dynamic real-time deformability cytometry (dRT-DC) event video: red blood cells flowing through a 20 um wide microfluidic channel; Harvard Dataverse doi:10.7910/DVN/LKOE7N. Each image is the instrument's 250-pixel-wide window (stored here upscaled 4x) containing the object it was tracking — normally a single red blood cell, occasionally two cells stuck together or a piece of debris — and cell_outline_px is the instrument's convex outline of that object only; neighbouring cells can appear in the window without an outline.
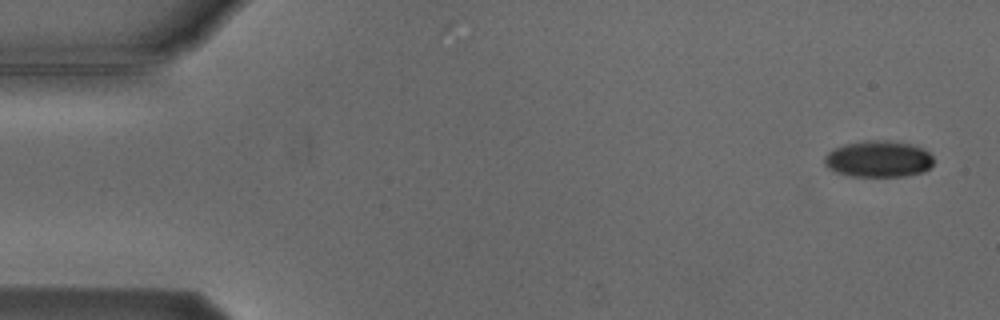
{"species": "Egyptian fruit bat (a non-hibernating species)", "species_latin": "Rousettus aegyptiacus", "temperature_condition": "cold", "stored_images_in_passage": 5, "camera_frame_rate_fps": 3000, "um_per_image_px": 0.085, "animal": {"sex": "male"}, "frame": {"image": 1, "passage_image": 1, "time_ms": 0.0, "image_size_px": [1000, 320], "cell_outline_px": [[932, 164], [924, 172], [904, 176], [848, 176], [832, 172], [824, 164], [824, 156], [832, 148], [844, 144], [864, 140], [888, 140], [912, 144], [928, 152], [932, 156]], "centroid_in_image_um": [74.6, 13.51], "position_along_channel_um": 10.4, "area_um2": 23.47}}
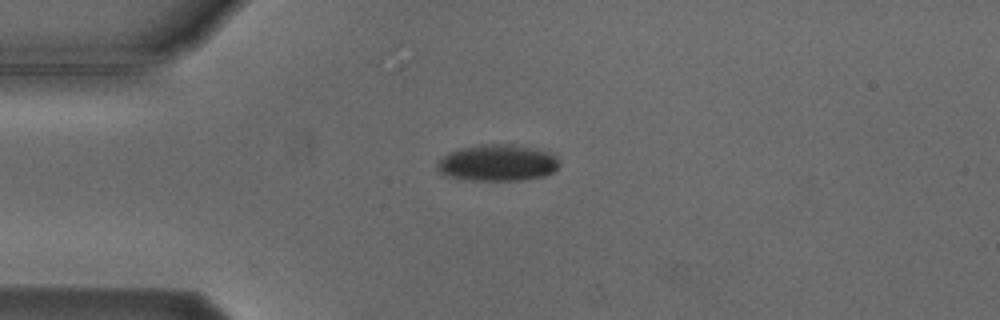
{"frame": {"image": 2, "passage_image": 4, "time_ms": 3.667, "image_size_px": [1000, 320], "cell_outline_px": [[560, 164], [556, 172], [544, 176], [520, 180], [460, 180], [448, 176], [440, 172], [436, 168], [436, 160], [440, 156], [448, 152], [460, 148], [480, 144], [512, 144], [532, 148], [548, 152], [556, 156], [560, 160]], "centroid_in_image_um": [42.26, 13.84], "position_along_channel_um": 42.7, "area_um2": 26.47}}